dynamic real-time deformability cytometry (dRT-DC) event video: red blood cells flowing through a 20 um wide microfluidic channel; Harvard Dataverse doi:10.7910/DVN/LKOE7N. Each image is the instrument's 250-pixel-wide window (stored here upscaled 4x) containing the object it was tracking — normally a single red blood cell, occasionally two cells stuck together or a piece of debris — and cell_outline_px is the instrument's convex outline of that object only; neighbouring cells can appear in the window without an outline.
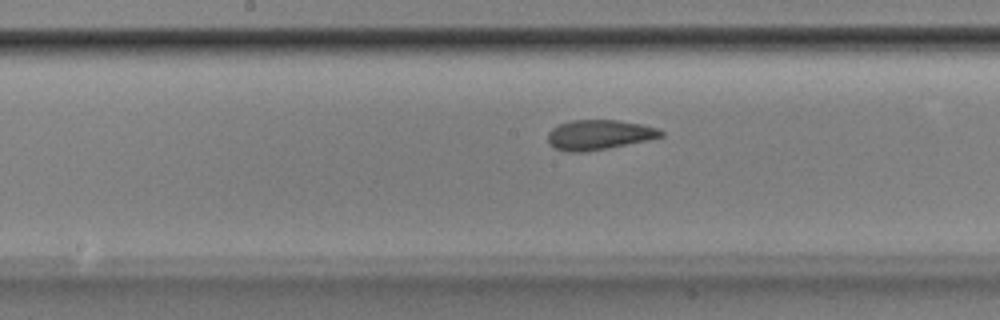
{"species": "Egyptian fruit bat (a non-hibernating species)", "species_latin": "Rousettus aegyptiacus", "temperature_condition": "room temperature", "stored_images_in_passage": 53, "camera_frame_rate_fps": 3000, "um_per_image_px": 0.085, "animal": {"sex": "male"}, "frame": {"image": 1, "passage_image": 27, "time_ms": 8.667, "image_size_px": [1000, 320], "cell_outline_px": [[664, 136], [648, 140], [608, 148], [584, 152], [568, 152], [556, 148], [548, 144], [548, 132], [552, 128], [560, 124], [572, 120], [620, 120], [644, 124], [656, 128], [664, 132]], "centroid_in_image_um": [50.93, 11.45], "position_along_channel_um": 197.3, "area_um2": 19.77}}
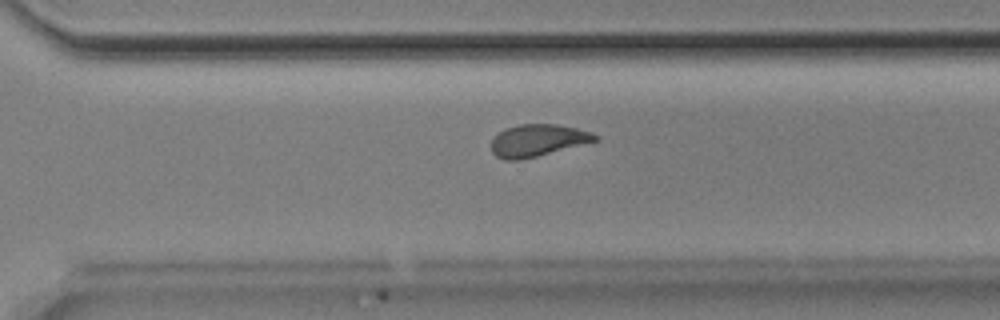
{"frame": {"image": 2, "passage_image": 37, "time_ms": 12.0, "image_size_px": [1000, 320], "cell_outline_px": [[600, 140], [520, 160], [504, 160], [496, 156], [492, 152], [492, 140], [504, 128], [520, 124], [556, 124], [576, 128], [592, 132], [600, 136]], "centroid_in_image_um": [45.73, 11.93], "position_along_channel_um": 324.9, "area_um2": 19.36}}
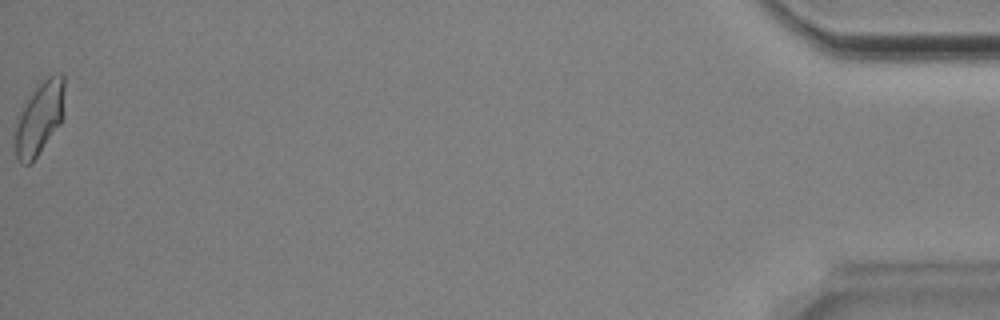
{"frame": {"image": 3, "passage_image": 53, "time_ms": 17.333, "image_size_px": [1000, 320], "cell_outline_px": [[64, 88], [60, 124], [36, 156], [28, 164], [24, 164], [16, 156], [16, 116], [32, 92], [48, 76], [60, 72], [64, 76]], "centroid_in_image_um": [3.34, 10.0], "position_along_channel_um": 431.9, "area_um2": 20.29}, "authors_computed_cell_mechanics": {"area_um2": 20.0566, "velocity_mm_per_s": 3.847, "shape_relaxation_time_tau1_ms": 4.9925, "shape_relaxation_time_tau2_ms": 1.575, "deformation_change_tau1": 0.1652, "deformation_change_tau2": 0.0912}}